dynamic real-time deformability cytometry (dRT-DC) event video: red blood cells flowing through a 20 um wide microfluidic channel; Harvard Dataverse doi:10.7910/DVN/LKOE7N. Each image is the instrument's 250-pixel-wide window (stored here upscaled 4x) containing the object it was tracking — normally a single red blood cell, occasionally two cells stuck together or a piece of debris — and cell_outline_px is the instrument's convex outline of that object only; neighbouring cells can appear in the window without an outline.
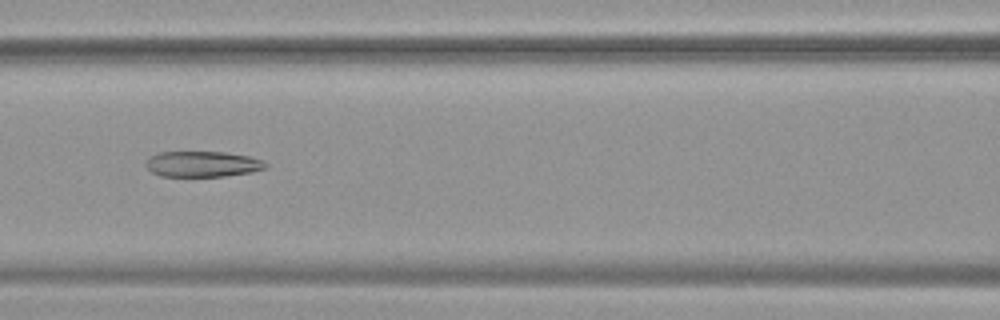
{"species": "common noctule bat (a hibernating species)", "species_latin": "Nyctalus noctula", "temperature_condition": "warm", "stored_images_in_passage": 54, "camera_frame_rate_fps": 3000, "um_per_image_px": 0.085, "animal": {"sex": "female", "body_mass_g": 19.9}, "frame": {"image": 1, "passage_image": 25, "time_ms": 8.0, "image_size_px": [1000, 320], "cell_outline_px": [[268, 168], [252, 172], [224, 176], [160, 176], [152, 172], [144, 164], [152, 156], [160, 152], [224, 152], [248, 156], [264, 160], [268, 164]], "centroid_in_image_um": [17.27, 13.95], "position_along_channel_um": 149.3, "area_um2": 17.92}}
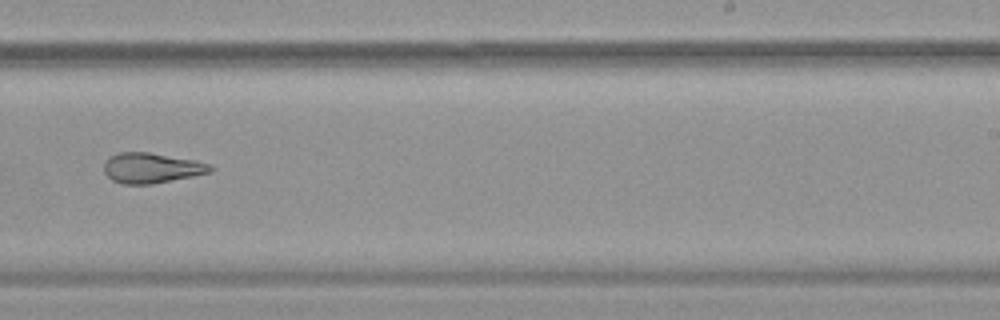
{"frame": {"image": 2, "passage_image": 35, "time_ms": 11.333, "image_size_px": [1000, 320], "cell_outline_px": [[216, 168], [212, 172], [152, 184], [120, 184], [112, 180], [104, 172], [104, 164], [108, 156], [120, 152], [148, 152], [196, 160], [212, 164]], "centroid_in_image_um": [12.9, 14.27], "position_along_channel_um": 276.1, "area_um2": 18.96}}
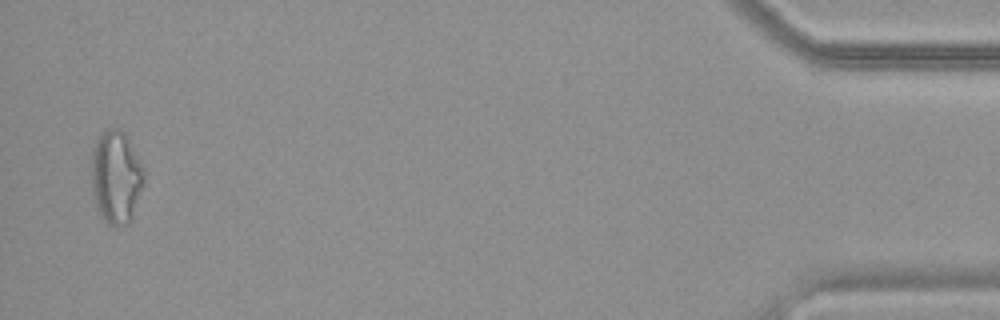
{"frame": {"image": 3, "passage_image": 53, "time_ms": 17.333, "image_size_px": [1000, 320], "cell_outline_px": [[144, 184], [132, 220], [128, 224], [116, 228], [108, 224], [100, 216], [92, 192], [92, 148], [100, 132], [108, 128], [120, 128], [124, 132], [144, 164]], "centroid_in_image_um": [9.89, 15.06], "position_along_channel_um": 425.3, "area_um2": 29.25}, "authors_computed_cell_mechanics": {"area_um2": 23.698, "velocity_mm_per_s": 3.8195, "shape_relaxation_time_tau1_ms": null, "shape_relaxation_time_tau2_ms": 1.7271, "deformation_change_tau1": null, "deformation_change_tau2": 0.1054}}